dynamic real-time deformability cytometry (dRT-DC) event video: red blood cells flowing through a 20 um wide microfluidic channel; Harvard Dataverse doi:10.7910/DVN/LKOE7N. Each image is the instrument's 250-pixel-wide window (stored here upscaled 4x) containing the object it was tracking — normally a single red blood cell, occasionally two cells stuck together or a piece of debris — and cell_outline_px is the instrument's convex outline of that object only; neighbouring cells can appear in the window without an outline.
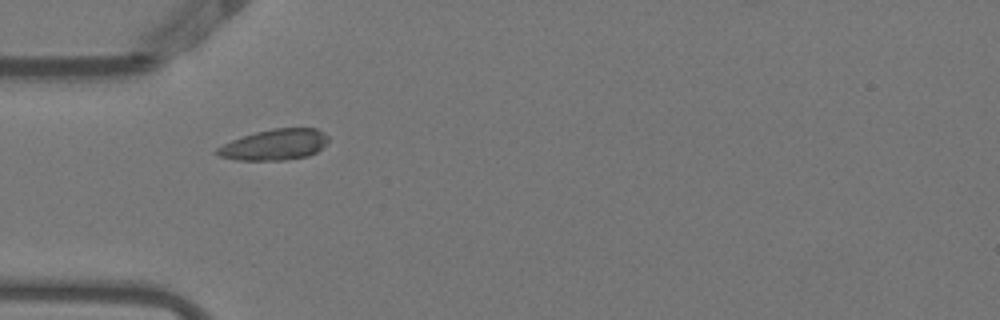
{"species": "Egyptian fruit bat (a non-hibernating species)", "species_latin": "Rousettus aegyptiacus", "temperature_condition": "warm", "stored_images_in_passage": 10, "camera_frame_rate_fps": 3000, "um_per_image_px": 0.085, "animal": {"sex": "female"}, "frame": {"image": 1, "passage_image": 1, "time_ms": 0.0, "image_size_px": [1000, 320], "cell_outline_px": [[328, 140], [316, 152], [308, 156], [284, 160], [236, 160], [220, 156], [212, 152], [216, 148], [232, 140], [256, 132], [272, 128], [316, 128], [324, 132], [328, 136]], "centroid_in_image_um": [23.32, 12.3], "position_along_channel_um": 61.7, "area_um2": 19.94}}
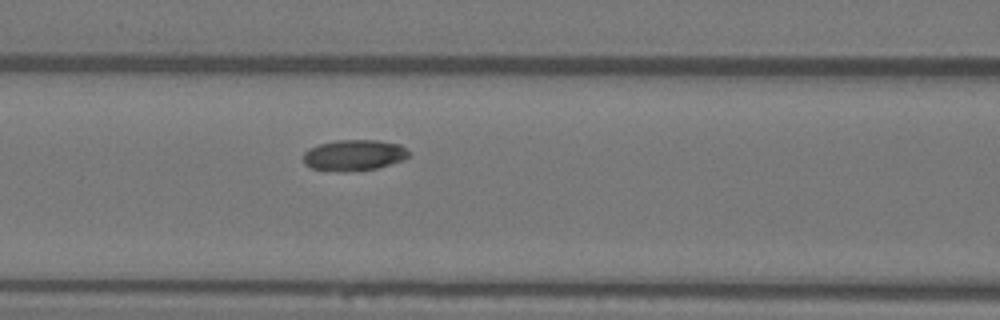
{"frame": {"image": 2, "passage_image": 7, "time_ms": 2.0, "image_size_px": [1000, 320], "cell_outline_px": [[408, 156], [404, 160], [376, 168], [344, 172], [340, 172], [312, 168], [304, 164], [304, 152], [308, 148], [320, 144], [336, 140], [376, 140], [400, 144], [408, 152]], "centroid_in_image_um": [30.06, 13.19], "position_along_channel_um": 136.5, "area_um2": 18.96}}
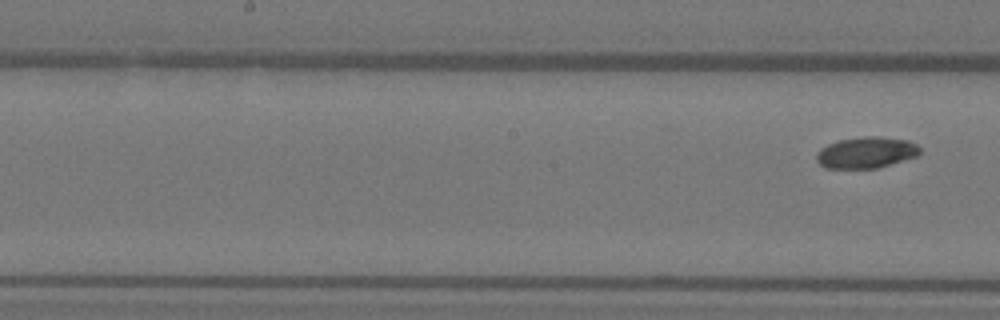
{"frame": {"image": 3, "passage_image": 10, "time_ms": 3.0, "image_size_px": [1000, 320], "cell_outline_px": [[920, 152], [916, 156], [876, 168], [824, 168], [816, 160], [816, 152], [820, 148], [828, 144], [840, 140], [860, 136], [876, 136], [908, 140], [916, 144], [920, 148]], "centroid_in_image_um": [73.59, 12.96], "position_along_channel_um": 174.6, "area_um2": 18.79}}